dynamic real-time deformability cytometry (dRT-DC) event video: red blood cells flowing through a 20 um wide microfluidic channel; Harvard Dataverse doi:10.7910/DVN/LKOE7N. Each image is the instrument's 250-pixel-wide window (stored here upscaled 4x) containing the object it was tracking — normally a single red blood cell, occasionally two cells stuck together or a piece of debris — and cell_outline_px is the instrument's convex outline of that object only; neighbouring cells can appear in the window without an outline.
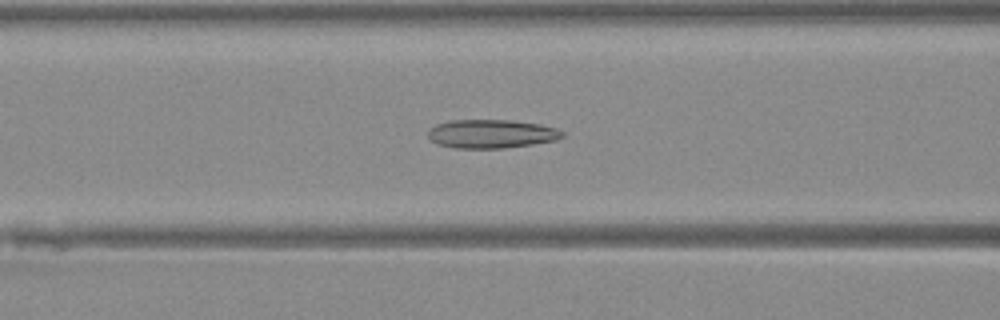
{"species": "Egyptian fruit bat (a non-hibernating species)", "species_latin": "Rousettus aegyptiacus", "temperature_condition": "warm", "stored_images_in_passage": 41, "camera_frame_rate_fps": 3000, "um_per_image_px": 0.085, "animal": {"sex": "female"}, "frame": {"image": 1, "passage_image": 19, "time_ms": 6.0, "image_size_px": [1000, 320], "cell_outline_px": [[564, 136], [556, 140], [532, 144], [504, 148], [452, 148], [440, 144], [432, 140], [428, 136], [428, 128], [436, 124], [448, 120], [512, 120], [540, 124], [556, 128], [564, 132]], "centroid_in_image_um": [41.76, 11.37], "position_along_channel_um": 124.8, "area_um2": 22.48}}
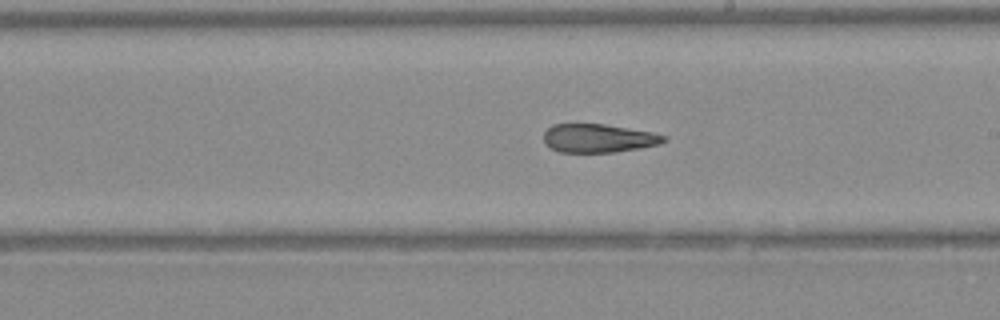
{"frame": {"image": 2, "passage_image": 27, "time_ms": 8.667, "image_size_px": [1000, 320], "cell_outline_px": [[668, 140], [660, 144], [640, 148], [612, 152], [560, 152], [552, 148], [544, 140], [544, 132], [552, 124], [604, 124], [652, 132], [668, 136]], "centroid_in_image_um": [50.91, 11.74], "position_along_channel_um": 238.1, "area_um2": 19.88}}
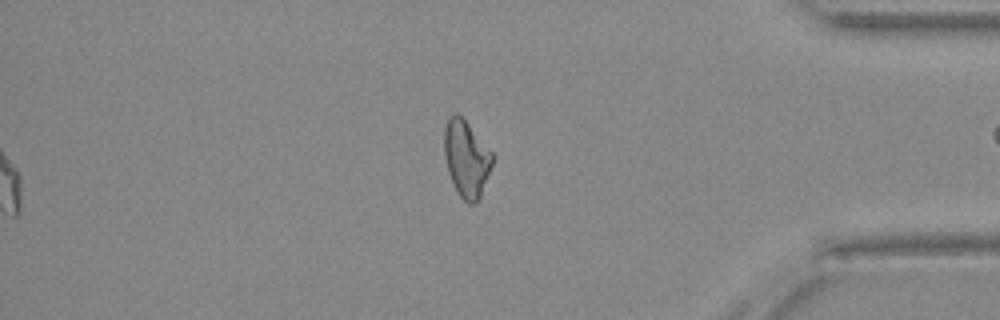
{"frame": {"image": 3, "passage_image": 40, "time_ms": 13.0, "image_size_px": [1000, 320], "cell_outline_px": [[492, 164], [480, 196], [476, 204], [468, 204], [460, 196], [448, 172], [444, 156], [444, 128], [448, 120], [456, 112], [468, 124], [492, 152]], "centroid_in_image_um": [39.62, 13.5], "position_along_channel_um": 395.6, "area_um2": 20.98}}